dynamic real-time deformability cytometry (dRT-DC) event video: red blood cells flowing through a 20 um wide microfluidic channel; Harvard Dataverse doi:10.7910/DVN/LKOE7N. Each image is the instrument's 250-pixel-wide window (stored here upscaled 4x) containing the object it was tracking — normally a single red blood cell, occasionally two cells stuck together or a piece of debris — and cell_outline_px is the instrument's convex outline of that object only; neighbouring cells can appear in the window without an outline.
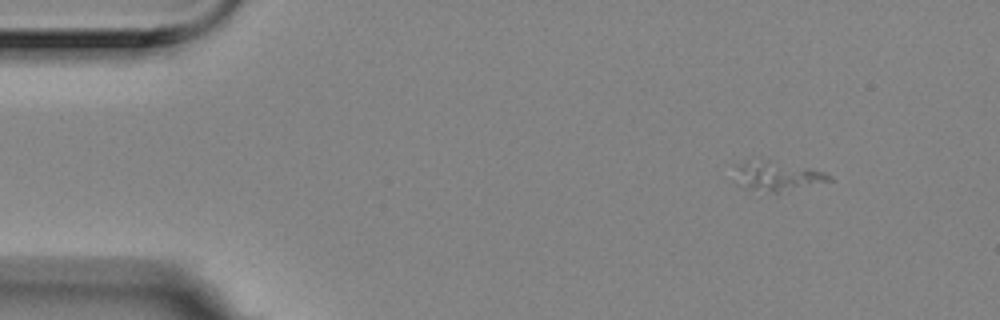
{"species": "Egyptian fruit bat (a non-hibernating species)", "species_latin": "Rousettus aegyptiacus", "temperature_condition": "room temperature", "stored_images_in_passage": 3, "camera_frame_rate_fps": 3000, "um_per_image_px": 0.085, "animal": {"sex": "female"}, "frame": {"image": 1, "passage_image": 1, "time_ms": 0.0, "image_size_px": [1000, 320], "cell_outline_px": [[832, 180], [780, 196], [748, 188], [740, 168], [740, 164], [744, 164], [804, 168], [824, 172], [832, 176]], "centroid_in_image_um": [66.42, 15.18], "position_along_channel_um": 18.6, "area_um2": 13.99}}
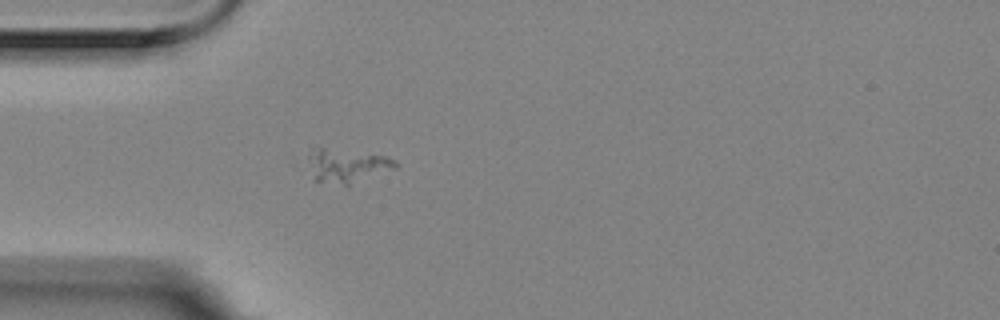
{"frame": {"image": 2, "passage_image": 3, "time_ms": 0.667, "image_size_px": [1000, 320], "cell_outline_px": [[400, 164], [396, 168], [348, 188], [312, 180], [308, 156], [312, 148], [324, 148], [388, 156], [396, 160]], "centroid_in_image_um": [29.52, 14.15], "position_along_channel_um": 55.5, "area_um2": 17.92}}